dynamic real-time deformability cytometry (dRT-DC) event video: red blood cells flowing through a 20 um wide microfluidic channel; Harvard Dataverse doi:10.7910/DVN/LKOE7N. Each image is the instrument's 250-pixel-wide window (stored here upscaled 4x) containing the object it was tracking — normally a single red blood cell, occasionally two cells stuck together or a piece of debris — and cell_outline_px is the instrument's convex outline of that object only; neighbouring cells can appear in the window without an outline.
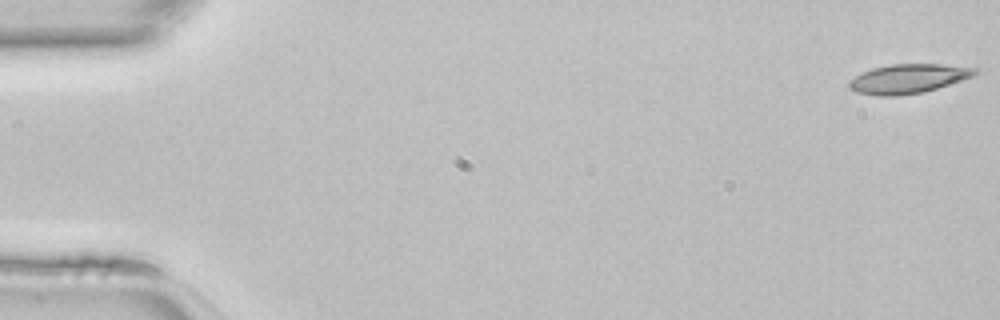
{"species": "common noctule bat (a hibernating species)", "species_latin": "Nyctalus noctula", "temperature_condition": "room temperature", "stored_images_in_passage": 13, "camera_frame_rate_fps": 3000, "um_per_image_px": 0.085, "animal": {"sex": "female", "body_mass_g": 22.7, "forearm_length_mm": 54.2}, "frame": {"image": 1, "passage_image": 1, "time_ms": 0.0, "image_size_px": [1000, 320], "cell_outline_px": [[980, 72], [972, 76], [924, 92], [896, 96], [876, 96], [856, 92], [848, 88], [848, 80], [872, 68], [888, 64], [940, 64], [980, 68]], "centroid_in_image_um": [77.17, 6.69], "position_along_channel_um": 7.8, "area_um2": 21.5}}
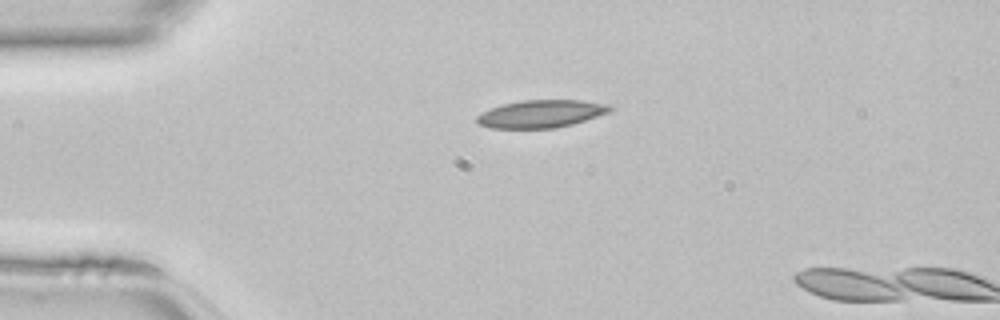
{"frame": {"image": 2, "passage_image": 11, "time_ms": 3.333, "image_size_px": [1000, 320], "cell_outline_px": [[616, 108], [612, 112], [572, 124], [556, 128], [488, 128], [480, 124], [476, 120], [476, 116], [492, 108], [504, 104], [520, 100], [580, 100], [608, 104]], "centroid_in_image_um": [46.06, 9.67], "position_along_channel_um": 38.9, "area_um2": 21.5}}